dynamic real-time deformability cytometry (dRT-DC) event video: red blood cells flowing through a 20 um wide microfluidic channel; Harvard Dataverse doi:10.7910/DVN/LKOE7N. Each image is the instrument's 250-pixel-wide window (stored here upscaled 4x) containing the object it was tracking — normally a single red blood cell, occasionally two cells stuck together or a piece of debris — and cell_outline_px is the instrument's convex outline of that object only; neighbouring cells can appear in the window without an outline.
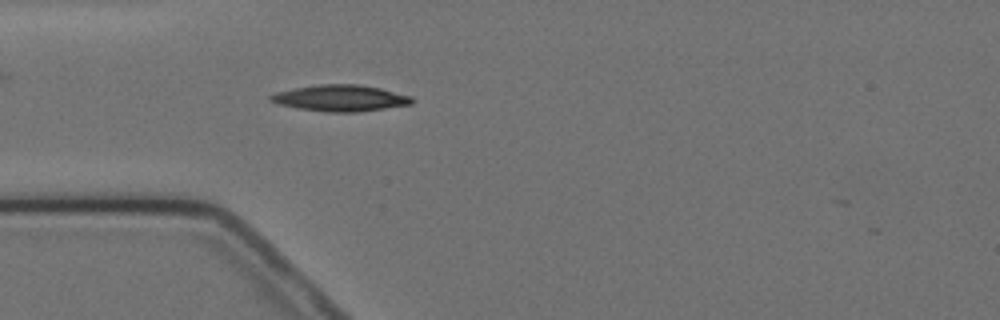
{"species": "Egyptian fruit bat (a non-hibernating species)", "species_latin": "Rousettus aegyptiacus", "temperature_condition": "cold", "stored_images_in_passage": 5, "camera_frame_rate_fps": 3000, "um_per_image_px": 0.085, "animal": {"sex": "female"}, "frame": {"image": 1, "passage_image": 5, "time_ms": 4.667, "image_size_px": [1000, 320], "cell_outline_px": [[416, 100], [412, 104], [360, 112], [324, 112], [276, 104], [268, 100], [268, 96], [276, 92], [292, 88], [320, 84], [360, 84], [380, 88], [412, 96]], "centroid_in_image_um": [28.93, 8.34], "position_along_channel_um": 56.1, "area_um2": 21.96}}